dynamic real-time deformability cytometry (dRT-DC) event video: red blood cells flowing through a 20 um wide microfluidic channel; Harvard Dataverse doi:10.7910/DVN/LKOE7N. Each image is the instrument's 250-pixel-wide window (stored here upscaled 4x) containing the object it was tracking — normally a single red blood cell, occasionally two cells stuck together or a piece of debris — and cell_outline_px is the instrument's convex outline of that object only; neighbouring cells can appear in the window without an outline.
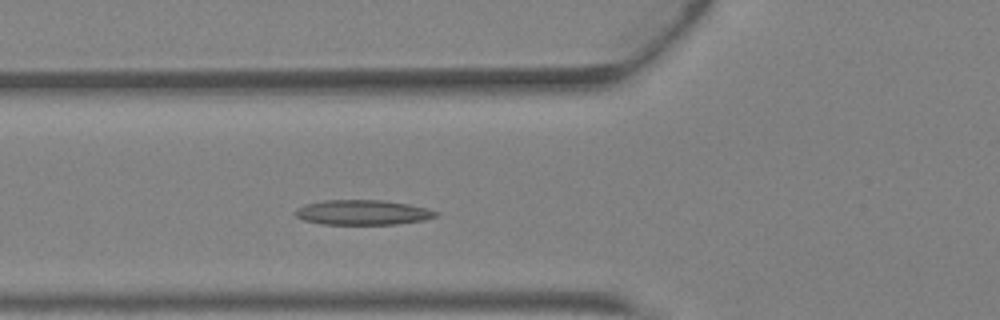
{"species": "Egyptian fruit bat (a non-hibernating species)", "species_latin": "Rousettus aegyptiacus", "temperature_condition": "warm", "stored_images_in_passage": 31, "camera_frame_rate_fps": 3000, "um_per_image_px": 0.085, "animal": {"sex": "female"}, "frame": {"image": 1, "passage_image": 9, "time_ms": 2.667, "image_size_px": [1000, 320], "cell_outline_px": [[440, 212], [436, 216], [424, 220], [396, 224], [324, 224], [304, 220], [296, 216], [292, 212], [296, 208], [304, 204], [324, 200], [384, 200], [408, 204], [428, 208]], "centroid_in_image_um": [30.81, 18.05], "position_along_channel_um": 95.0, "area_um2": 20.52}}
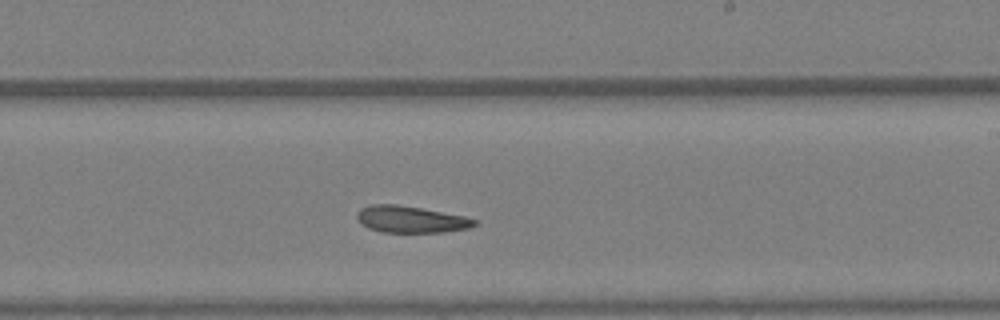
{"frame": {"image": 2, "passage_image": 19, "time_ms": 6.0, "image_size_px": [1000, 320], "cell_outline_px": [[476, 224], [468, 228], [444, 232], [384, 232], [368, 228], [360, 224], [356, 216], [356, 212], [360, 208], [372, 204], [396, 204], [420, 208], [464, 216], [476, 220]], "centroid_in_image_um": [34.86, 18.64], "position_along_channel_um": 254.1, "area_um2": 18.21}}
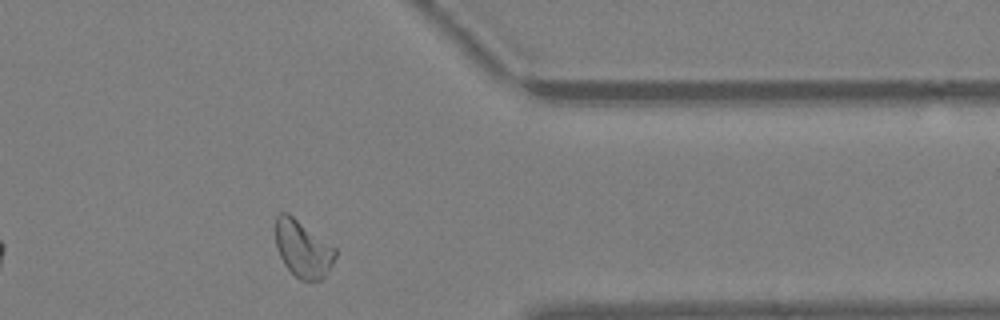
{"frame": {"image": 3, "passage_image": 28, "time_ms": 9.0, "image_size_px": [1000, 320], "cell_outline_px": [[336, 256], [332, 264], [324, 276], [320, 280], [300, 280], [284, 264], [280, 256], [276, 244], [276, 216], [280, 212], [288, 212], [336, 248]], "centroid_in_image_um": [25.74, 21.13], "position_along_channel_um": 385.7, "area_um2": 19.59}, "authors_computed_cell_mechanics": {"area_um2": 19.5942, "velocity_mm_per_s": 4.7813, "shape_relaxation_time_tau1_ms": null, "shape_relaxation_time_tau2_ms": 6.4987, "deformation_change_tau1": null, "deformation_change_tau2": 0.1432}}